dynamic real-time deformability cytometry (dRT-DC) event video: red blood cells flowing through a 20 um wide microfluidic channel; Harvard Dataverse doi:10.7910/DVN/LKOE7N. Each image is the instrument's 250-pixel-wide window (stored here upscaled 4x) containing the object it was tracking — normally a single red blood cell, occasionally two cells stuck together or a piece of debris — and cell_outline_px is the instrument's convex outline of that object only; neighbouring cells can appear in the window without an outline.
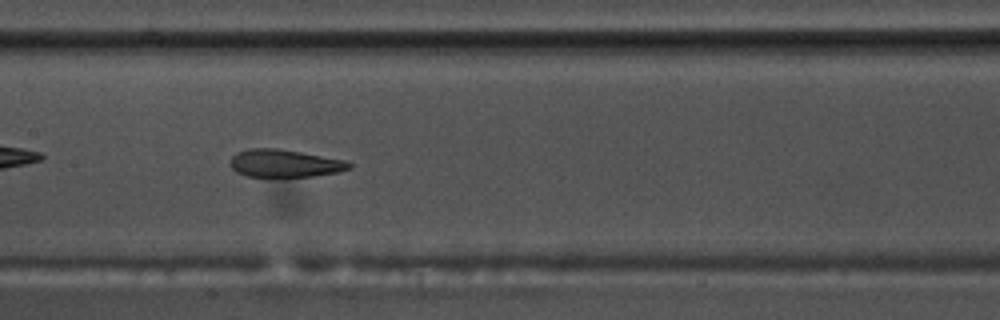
{"species": "common noctule bat (a hibernating species)", "species_latin": "Nyctalus noctula", "temperature_condition": "warm", "stored_images_in_passage": 40, "camera_frame_rate_fps": 3000, "um_per_image_px": 0.085, "animal": {"sex": "male", "body_mass_g": 17.5, "forearm_length_mm": 52.3}, "frame": {"image": 1, "passage_image": 12, "time_ms": 3.667, "image_size_px": [1000, 320], "cell_outline_px": [[352, 168], [336, 172], [312, 176], [244, 176], [236, 172], [228, 164], [232, 156], [236, 152], [248, 148], [276, 148], [348, 160], [352, 164]], "centroid_in_image_um": [24.17, 13.87], "position_along_channel_um": 183.2, "area_um2": 19.25}}
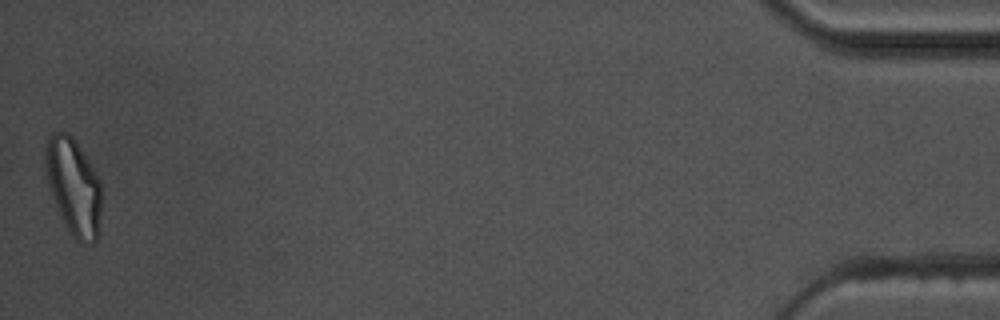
{"frame": {"image": 2, "passage_image": 40, "time_ms": 13.0, "image_size_px": [1000, 320], "cell_outline_px": [[100, 212], [96, 240], [92, 244], [80, 244], [68, 232], [60, 216], [48, 180], [44, 160], [44, 148], [48, 136], [52, 132], [68, 132], [76, 140], [100, 180]], "centroid_in_image_um": [6.23, 15.84], "position_along_channel_um": 429.0, "area_um2": 31.5}, "authors_computed_cell_mechanics": {"area_um2": 20.519, "velocity_mm_per_s": 3.6369, "shape_relaxation_time_tau1_ms": 6.4843, "shape_relaxation_time_tau2_ms": 1.9438, "deformation_change_tau1": 0.2092, "deformation_change_tau2": 0.1053}}